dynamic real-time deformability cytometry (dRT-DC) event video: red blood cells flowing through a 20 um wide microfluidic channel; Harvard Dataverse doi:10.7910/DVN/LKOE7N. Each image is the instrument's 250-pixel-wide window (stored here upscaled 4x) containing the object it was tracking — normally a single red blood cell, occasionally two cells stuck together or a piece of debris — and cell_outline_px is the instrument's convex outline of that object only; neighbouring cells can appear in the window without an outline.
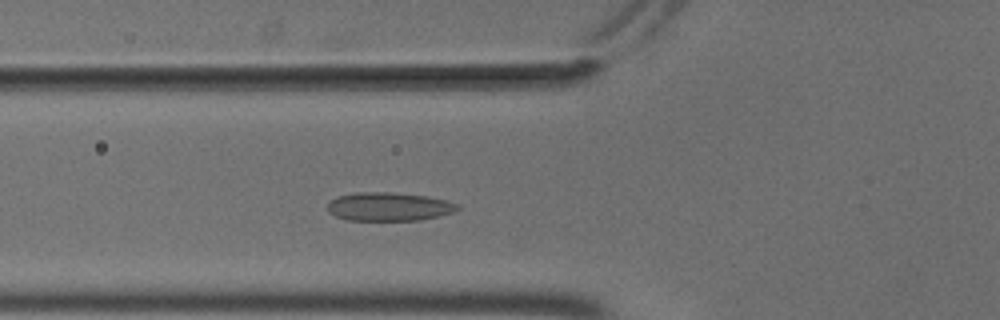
{"species": "common noctule bat (a hibernating species)", "species_latin": "Nyctalus noctula", "temperature_condition": "cold", "stored_images_in_passage": 50, "camera_frame_rate_fps": 3000, "um_per_image_px": 0.085, "animal": {"sex": "male", "body_mass_g": 18.8}, "frame": {"image": 1, "passage_image": 15, "time_ms": 4.667, "image_size_px": [1000, 320], "cell_outline_px": [[460, 208], [456, 212], [440, 216], [420, 220], [348, 220], [336, 216], [328, 212], [328, 204], [332, 200], [340, 196], [356, 192], [392, 192], [428, 196], [460, 204]], "centroid_in_image_um": [33.11, 17.56], "position_along_channel_um": 92.7, "area_um2": 21.68}}
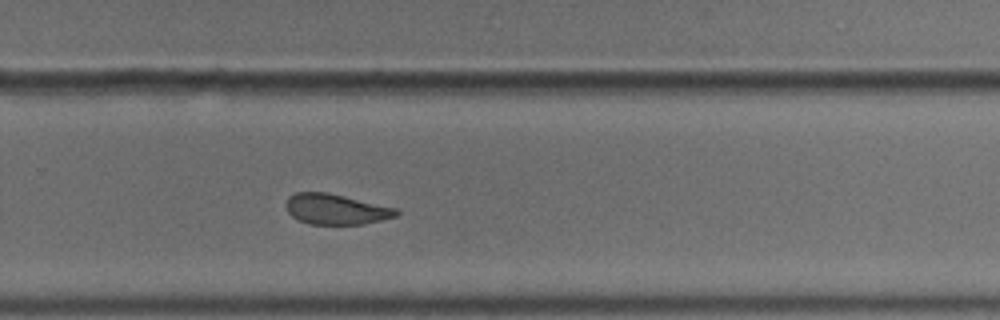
{"frame": {"image": 2, "passage_image": 32, "time_ms": 10.333, "image_size_px": [1000, 320], "cell_outline_px": [[400, 212], [396, 216], [364, 224], [308, 224], [292, 216], [288, 212], [284, 204], [288, 196], [296, 192], [328, 192], [396, 208]], "centroid_in_image_um": [28.51, 17.77], "position_along_channel_um": 301.3, "area_um2": 19.59}}
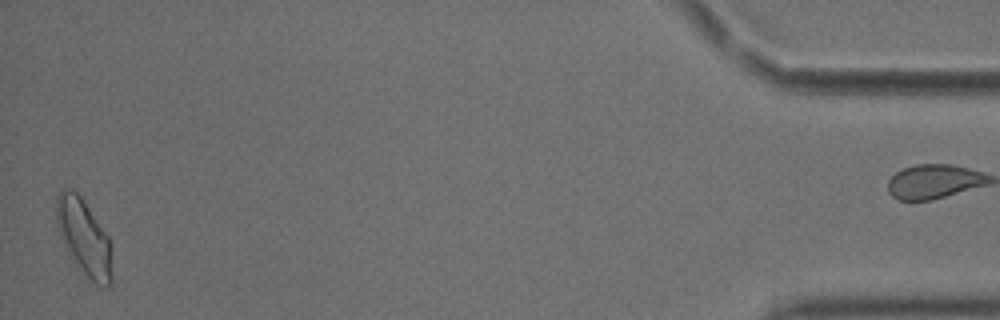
{"frame": {"image": 3, "passage_image": 49, "time_ms": 16.0, "image_size_px": [1000, 320], "cell_outline_px": [[112, 280], [108, 288], [104, 288], [84, 280], [72, 260], [60, 236], [56, 220], [56, 196], [60, 188], [64, 188], [76, 192], [80, 196], [108, 236], [112, 276]], "centroid_in_image_um": [7.12, 20.27], "position_along_channel_um": 428.1, "area_um2": 24.91}}